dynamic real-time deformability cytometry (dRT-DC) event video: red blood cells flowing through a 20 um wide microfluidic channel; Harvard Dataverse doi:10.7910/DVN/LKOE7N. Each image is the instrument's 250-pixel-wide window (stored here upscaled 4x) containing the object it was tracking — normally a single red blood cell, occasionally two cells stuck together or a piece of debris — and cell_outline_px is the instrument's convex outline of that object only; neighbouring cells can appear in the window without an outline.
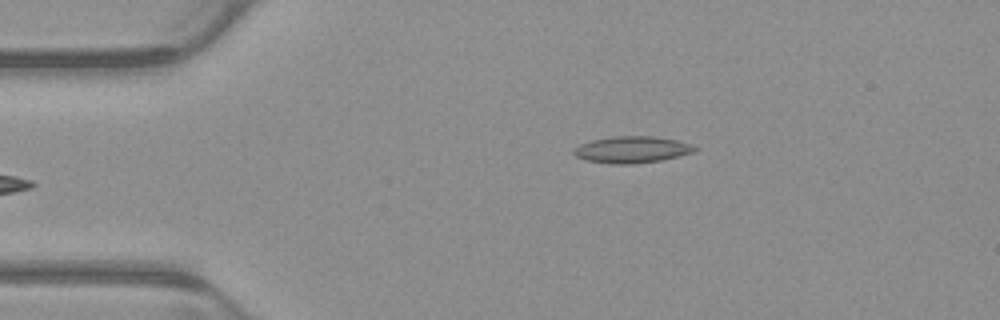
{"species": "common noctule bat (a hibernating species)", "species_latin": "Nyctalus noctula", "temperature_condition": "warm", "stored_images_in_passage": 5, "camera_frame_rate_fps": 3000, "um_per_image_px": 0.085, "animal": {"sex": "male", "body_mass_g": 23.1, "forearm_length_mm": 52.7}, "frame": {"image": 1, "passage_image": 5, "time_ms": 1.333, "image_size_px": [1000, 320], "cell_outline_px": [[700, 148], [696, 152], [660, 160], [632, 164], [612, 164], [584, 160], [576, 156], [572, 152], [580, 144], [592, 140], [612, 136], [652, 136], [676, 140]], "centroid_in_image_um": [53.71, 12.72], "position_along_channel_um": 31.3, "area_um2": 18.73}}